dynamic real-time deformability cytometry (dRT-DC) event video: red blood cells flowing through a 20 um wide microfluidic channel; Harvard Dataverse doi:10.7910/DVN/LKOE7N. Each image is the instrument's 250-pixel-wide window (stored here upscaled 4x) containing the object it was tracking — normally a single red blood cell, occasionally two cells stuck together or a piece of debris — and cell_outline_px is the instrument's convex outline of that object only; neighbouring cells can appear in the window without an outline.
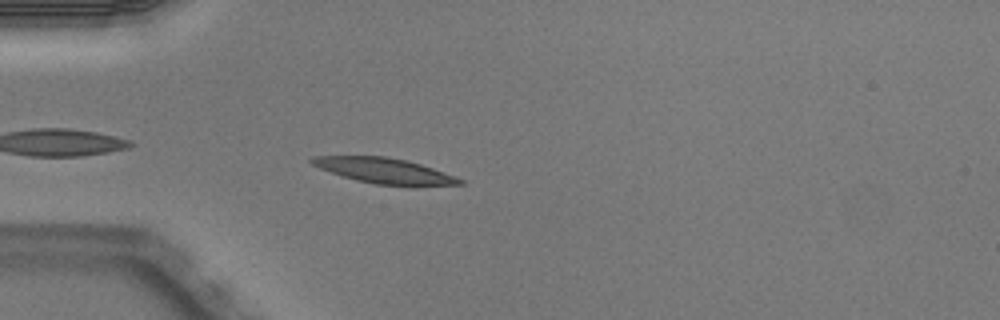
{"species": "Egyptian fruit bat (a non-hibernating species)", "species_latin": "Rousettus aegyptiacus", "temperature_condition": "warm", "stored_images_in_passage": 5, "camera_frame_rate_fps": 3000, "um_per_image_px": 0.085, "animal": {"sex": "male"}, "frame": {"image": 1, "passage_image": 5, "time_ms": 1.333, "image_size_px": [1000, 320], "cell_outline_px": [[464, 184], [416, 188], [412, 188], [376, 184], [356, 180], [320, 168], [312, 164], [308, 160], [312, 156], [384, 156], [404, 160], [420, 164], [456, 176], [464, 180]], "centroid_in_image_um": [32.79, 14.55], "position_along_channel_um": 52.2, "area_um2": 22.37}}